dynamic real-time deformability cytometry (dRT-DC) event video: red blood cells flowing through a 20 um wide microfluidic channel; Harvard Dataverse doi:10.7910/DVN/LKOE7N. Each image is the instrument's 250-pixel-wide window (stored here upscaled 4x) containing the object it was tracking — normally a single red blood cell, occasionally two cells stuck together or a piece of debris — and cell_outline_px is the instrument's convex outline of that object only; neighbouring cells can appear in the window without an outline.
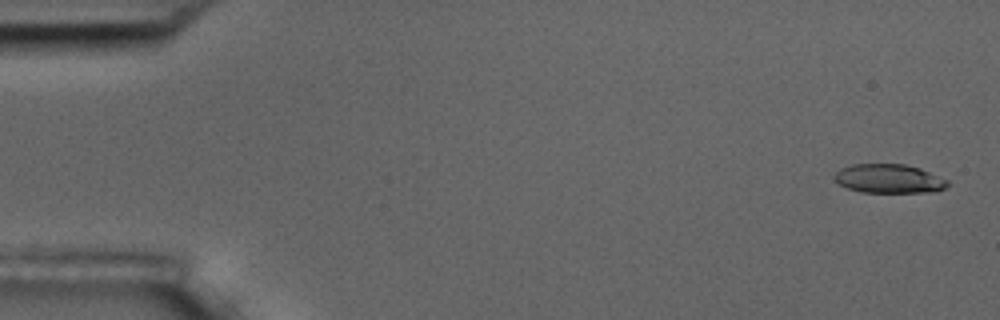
{"species": "common noctule bat (a hibernating species)", "species_latin": "Nyctalus noctula", "temperature_condition": "room temperature", "stored_images_in_passage": 13, "camera_frame_rate_fps": 3000, "um_per_image_px": 0.085, "animal": {"sex": "male", "body_mass_g": 17.5, "forearm_length_mm": 52.3}, "frame": {"image": 1, "passage_image": 1, "time_ms": 0.0, "image_size_px": [1000, 320], "cell_outline_px": [[952, 184], [936, 192], [860, 192], [848, 188], [840, 184], [832, 176], [840, 168], [852, 164], [904, 164], [920, 168], [948, 180]], "centroid_in_image_um": [75.58, 15.19], "position_along_channel_um": 9.4, "area_um2": 19.19}}
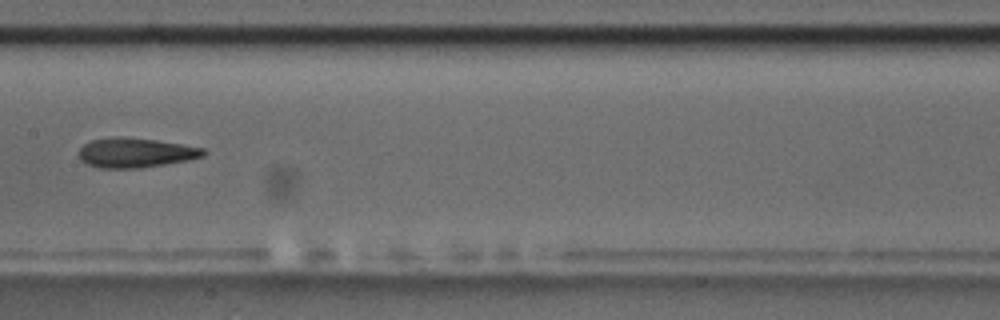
{"frame": {"image": 2, "passage_image": 8, "time_ms": 9.0, "image_size_px": [1000, 320], "cell_outline_px": [[208, 152], [204, 156], [188, 160], [140, 168], [100, 168], [88, 164], [80, 160], [80, 148], [84, 144], [92, 140], [156, 140], [204, 148]], "centroid_in_image_um": [11.59, 13.04], "position_along_channel_um": 195.8, "area_um2": 20.46}}
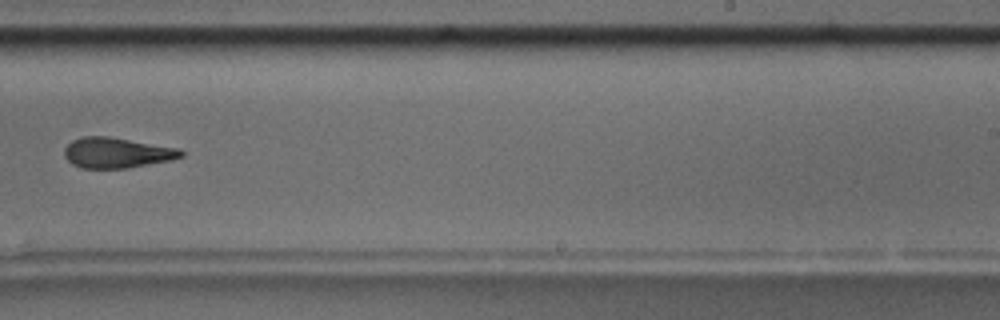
{"frame": {"image": 3, "passage_image": 10, "time_ms": 11.333, "image_size_px": [1000, 320], "cell_outline_px": [[184, 156], [172, 160], [128, 168], [80, 168], [72, 164], [64, 156], [64, 148], [72, 140], [80, 136], [108, 136], [180, 148], [184, 152]], "centroid_in_image_um": [9.93, 12.98], "position_along_channel_um": 279.1, "area_um2": 20.92}, "authors_computed_cell_mechanics": {"area_um2": 20.7502, "velocity_mm_per_s": 3.5696, "shape_relaxation_time_tau1_ms": 5.8725, "shape_relaxation_time_tau2_ms": null, "deformation_change_tau1": 0.1848, "deformation_change_tau2": null}}